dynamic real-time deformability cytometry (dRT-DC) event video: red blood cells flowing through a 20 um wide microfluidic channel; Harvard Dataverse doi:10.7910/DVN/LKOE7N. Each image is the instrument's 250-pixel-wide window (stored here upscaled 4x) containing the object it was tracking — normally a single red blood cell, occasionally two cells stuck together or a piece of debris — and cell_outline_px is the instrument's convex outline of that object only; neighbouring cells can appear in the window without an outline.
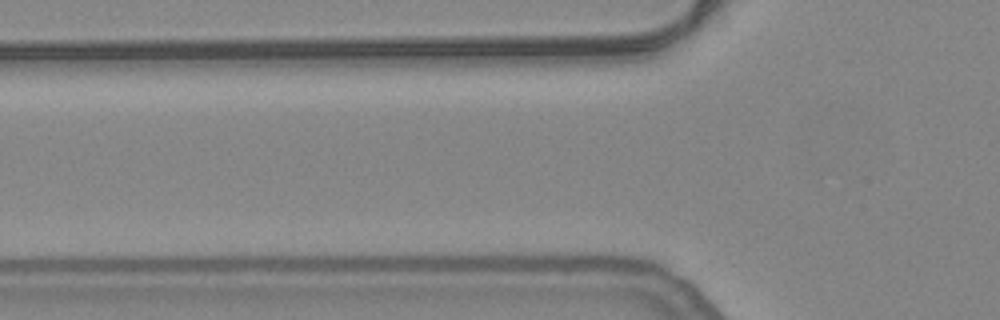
{"species": "common noctule bat (a hibernating species)", "species_latin": "Nyctalus noctula", "temperature_condition": "warm", "stored_images_in_passage": 2, "camera_frame_rate_fps": 3000, "um_per_image_px": 0.085, "animal": {"sex": "female", "body_mass_g": 24.6, "forearm_length_mm": 56.2}, "frame": {"image": 1, "passage_image": 2, "time_ms": 0.333, "image_size_px": [1000, 320], "cell_outline_px": [[652, 268], [632, 272], [564, 272], [532, 268], [540, 260], [568, 252], [592, 252], [644, 264]], "centroid_in_image_um": [50.02, 22.4], "position_along_channel_um": 75.8, "area_um2": 12.02}}